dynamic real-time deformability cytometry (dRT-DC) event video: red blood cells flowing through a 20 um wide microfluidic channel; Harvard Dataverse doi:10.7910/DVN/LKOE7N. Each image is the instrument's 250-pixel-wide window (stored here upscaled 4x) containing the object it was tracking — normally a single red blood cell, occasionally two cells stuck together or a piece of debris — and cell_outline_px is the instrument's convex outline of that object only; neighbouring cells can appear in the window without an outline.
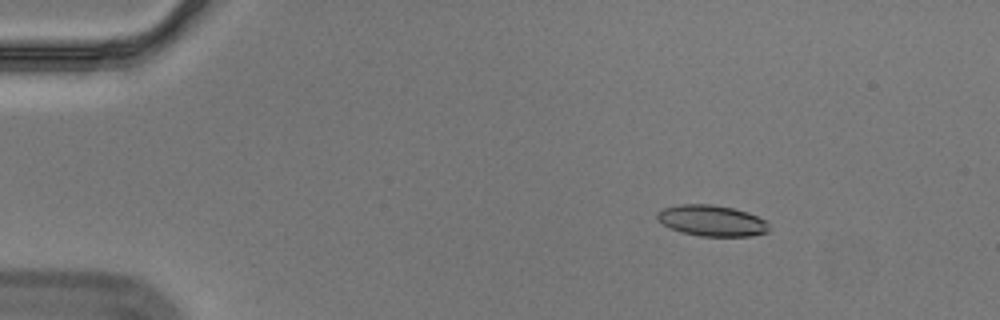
{"species": "Egyptian fruit bat (a non-hibernating species)", "species_latin": "Rousettus aegyptiacus", "temperature_condition": "cold", "stored_images_in_passage": 19, "camera_frame_rate_fps": 3000, "um_per_image_px": 0.085, "animal": {"sex": "male"}, "frame": {"image": 1, "passage_image": 9, "time_ms": 2.667, "image_size_px": [1000, 320], "cell_outline_px": [[768, 232], [752, 236], [700, 236], [680, 232], [664, 224], [656, 216], [656, 212], [664, 208], [680, 204], [712, 204], [732, 208], [748, 212], [764, 220], [768, 224]], "centroid_in_image_um": [60.5, 18.75], "position_along_channel_um": 24.5, "area_um2": 20.06}}